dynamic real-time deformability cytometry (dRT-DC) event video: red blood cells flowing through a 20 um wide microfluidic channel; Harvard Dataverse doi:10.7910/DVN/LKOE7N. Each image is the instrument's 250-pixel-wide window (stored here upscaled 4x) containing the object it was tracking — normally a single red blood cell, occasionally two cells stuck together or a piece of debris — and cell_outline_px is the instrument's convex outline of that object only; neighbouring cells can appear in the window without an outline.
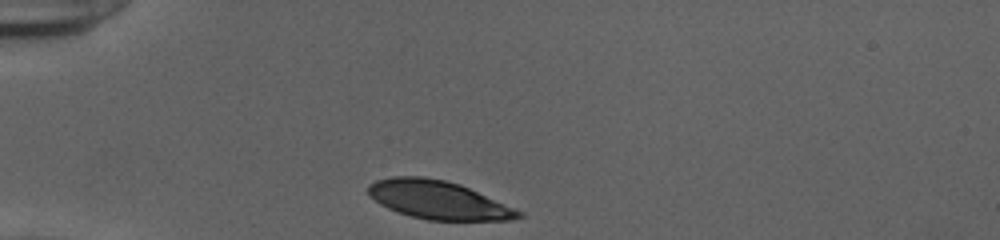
{"species": "human", "species_latin": "Homo sapiens", "temperature_condition": "cold", "stored_images_in_passage": 30, "camera_frame_rate_fps": 3000, "um_per_image_px": 0.085, "donor": {"sex": "female"}, "frame": {"image": 1, "passage_image": 1, "time_ms": 0.0, "image_size_px": [1000, 240], "cell_outline_px": [[524, 216], [512, 220], [428, 220], [412, 216], [388, 208], [380, 204], [368, 192], [368, 184], [376, 180], [392, 176], [424, 176], [444, 180], [460, 184], [524, 212]], "centroid_in_image_um": [37.27, 16.99], "position_along_channel_um": 47.7, "area_um2": 33.35}}
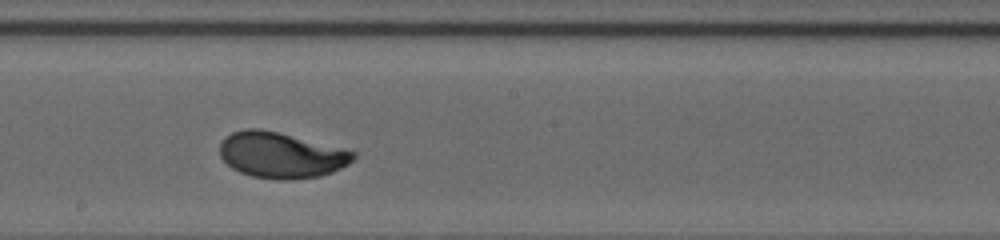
{"frame": {"image": 2, "passage_image": 17, "time_ms": 5.333, "image_size_px": [1000, 240], "cell_outline_px": [[356, 156], [348, 164], [332, 172], [320, 176], [292, 180], [280, 180], [252, 176], [240, 172], [232, 168], [220, 156], [220, 140], [224, 136], [232, 132], [248, 128], [260, 128], [344, 148], [356, 152]], "centroid_in_image_um": [23.88, 13.18], "position_along_channel_um": 224.3, "area_um2": 35.72}}
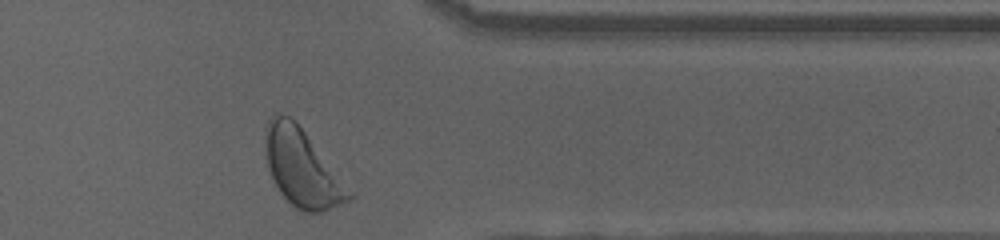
{"frame": {"image": 3, "passage_image": 30, "time_ms": 9.667, "image_size_px": [1000, 240], "cell_outline_px": [[356, 196], [352, 200], [320, 212], [304, 212], [296, 208], [280, 192], [272, 180], [268, 172], [268, 120], [276, 112], [288, 116], [304, 132], [356, 192]], "centroid_in_image_um": [25.78, 14.36], "position_along_channel_um": 385.6, "area_um2": 37.17}, "authors_computed_cell_mechanics": {"area_um2": 35.3736, "velocity_mm_per_s": 3.8614, "shape_relaxation_time_tau1_ms": 2.7819, "shape_relaxation_time_tau2_ms": null, "deformation_change_tau1": 0.1675, "deformation_change_tau2": null}}